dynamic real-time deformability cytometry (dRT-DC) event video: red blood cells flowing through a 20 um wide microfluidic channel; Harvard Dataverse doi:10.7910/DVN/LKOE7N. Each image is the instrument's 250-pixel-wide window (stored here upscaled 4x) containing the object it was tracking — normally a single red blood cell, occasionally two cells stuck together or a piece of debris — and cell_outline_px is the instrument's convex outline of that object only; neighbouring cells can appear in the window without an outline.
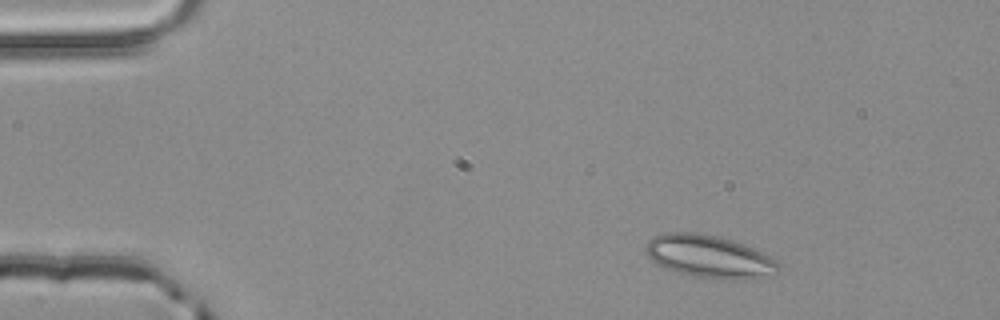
{"species": "common noctule bat (a hibernating species)", "species_latin": "Nyctalus noctula", "temperature_condition": "room temperature", "stored_images_in_passage": 4, "camera_frame_rate_fps": 3000, "um_per_image_px": 0.085, "animal": {"sex": "male", "body_mass_g": 20.4}, "frame": {"image": 1, "passage_image": 4, "time_ms": 1.0, "image_size_px": [1000, 320], "cell_outline_px": [[780, 272], [744, 280], [732, 280], [692, 276], [664, 268], [656, 264], [648, 256], [644, 248], [648, 240], [652, 236], [664, 232], [696, 232], [716, 236], [732, 240], [744, 244], [776, 260], [780, 264]], "centroid_in_image_um": [60.25, 21.8], "position_along_channel_um": 24.8, "area_um2": 33.12}}